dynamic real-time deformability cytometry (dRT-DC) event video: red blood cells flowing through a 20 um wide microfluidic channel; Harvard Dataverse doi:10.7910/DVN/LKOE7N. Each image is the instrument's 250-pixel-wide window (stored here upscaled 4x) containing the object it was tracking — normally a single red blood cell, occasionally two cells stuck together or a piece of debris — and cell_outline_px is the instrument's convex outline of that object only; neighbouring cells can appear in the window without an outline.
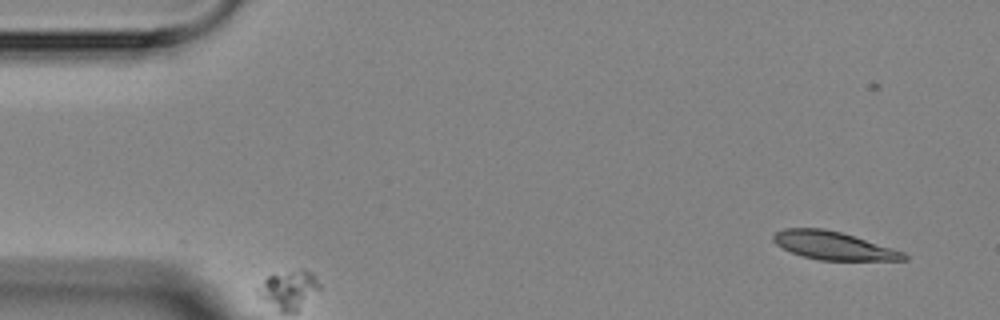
{"species": "Egyptian fruit bat (a non-hibernating species)", "species_latin": "Rousettus aegyptiacus", "temperature_condition": "room temperature", "stored_images_in_passage": 5, "camera_frame_rate_fps": 3000, "um_per_image_px": 0.085, "animal": {"sex": "female"}, "frame": {"image": 1, "passage_image": 1, "time_ms": 0.0, "image_size_px": [1000, 320], "cell_outline_px": [[908, 260], [820, 260], [804, 256], [792, 252], [776, 244], [772, 240], [772, 236], [776, 232], [784, 228], [824, 228], [840, 232], [904, 252], [908, 256]], "centroid_in_image_um": [70.82, 20.87], "position_along_channel_um": 14.2, "area_um2": 21.04}}
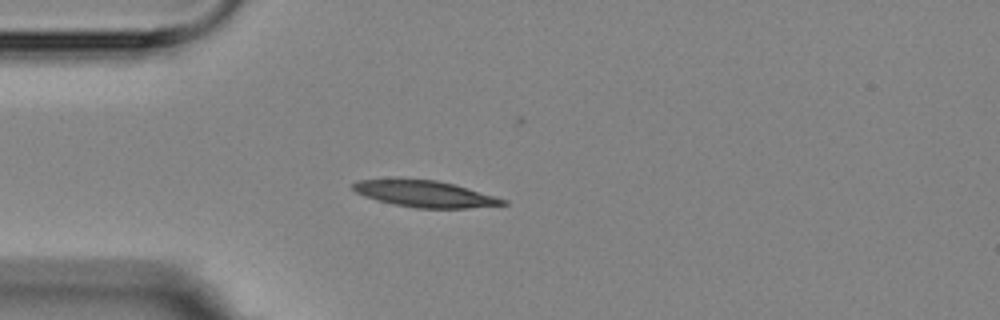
{"frame": {"image": 2, "passage_image": 4, "time_ms": 3.667, "image_size_px": [1000, 320], "cell_outline_px": [[508, 204], [468, 208], [416, 208], [376, 200], [364, 196], [356, 192], [352, 188], [352, 184], [356, 180], [436, 180], [456, 184], [508, 200]], "centroid_in_image_um": [36.16, 16.49], "position_along_channel_um": 48.8, "area_um2": 22.77}}